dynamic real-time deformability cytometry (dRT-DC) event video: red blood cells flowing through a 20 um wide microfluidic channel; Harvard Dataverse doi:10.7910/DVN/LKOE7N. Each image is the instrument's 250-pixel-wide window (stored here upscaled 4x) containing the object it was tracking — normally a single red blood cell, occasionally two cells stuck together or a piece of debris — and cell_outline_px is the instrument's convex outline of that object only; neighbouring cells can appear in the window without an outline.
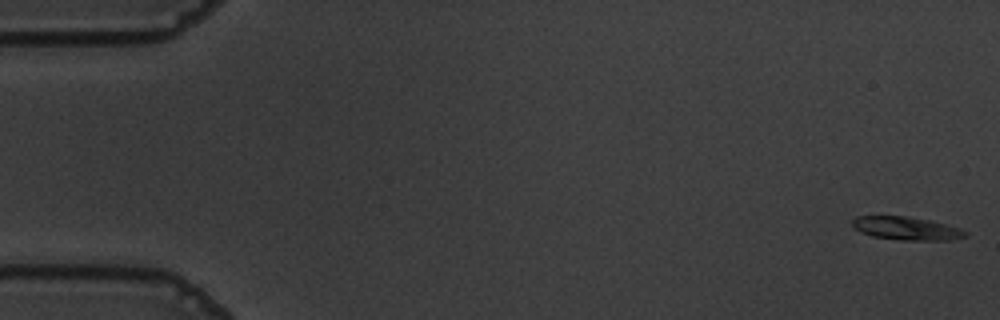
{"species": "common noctule bat (a hibernating species)", "species_latin": "Nyctalus noctula", "temperature_condition": "warm", "stored_images_in_passage": 56, "camera_frame_rate_fps": 3000, "um_per_image_px": 0.085, "animal": {"sex": "male", "body_mass_g": 19.5, "forearm_length_mm": 54.6}, "frame": {"image": 1, "passage_image": 1, "time_ms": 0.0, "image_size_px": [1000, 320], "cell_outline_px": [[968, 236], [952, 240], [900, 240], [872, 236], [860, 232], [852, 224], [852, 220], [856, 216], [908, 216], [932, 220], [960, 228], [968, 232]], "centroid_in_image_um": [77.09, 19.41], "position_along_channel_um": 7.9, "area_um2": 15.43}}
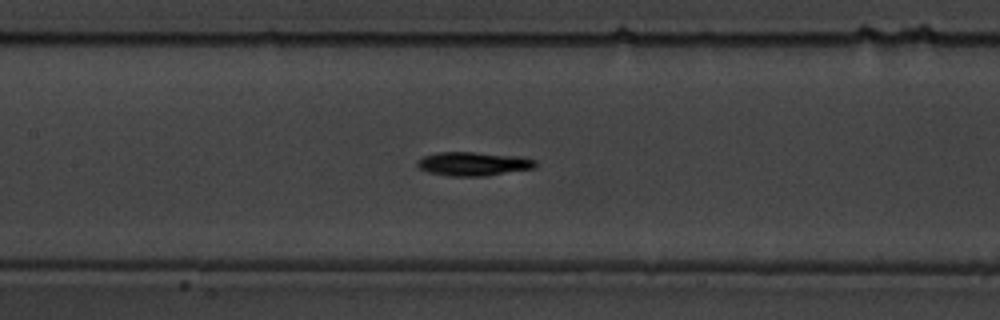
{"frame": {"image": 2, "passage_image": 26, "time_ms": 8.333, "image_size_px": [1000, 320], "cell_outline_px": [[536, 168], [484, 176], [452, 176], [428, 172], [420, 168], [416, 164], [416, 160], [424, 156], [436, 152], [472, 152], [520, 156], [536, 160]], "centroid_in_image_um": [40.23, 13.92], "position_along_channel_um": 167.2, "area_um2": 16.42}}
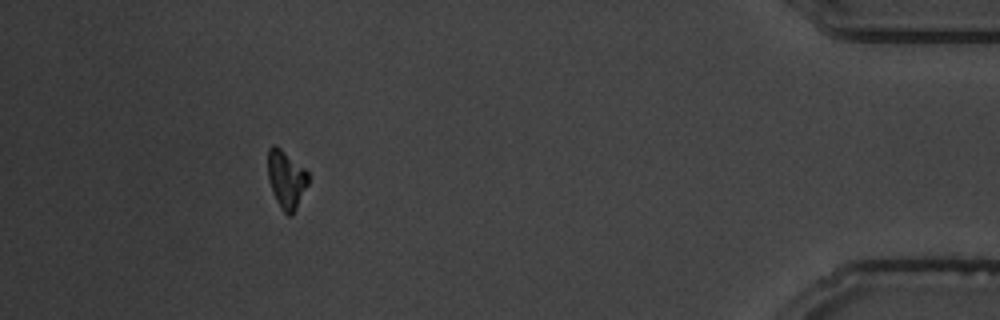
{"frame": {"image": 3, "passage_image": 51, "time_ms": 16.667, "image_size_px": [1000, 320], "cell_outline_px": [[308, 184], [292, 216], [288, 216], [280, 208], [272, 192], [268, 180], [268, 148], [272, 144], [276, 144], [304, 168], [308, 172]], "centroid_in_image_um": [24.31, 15.23], "position_along_channel_um": 410.9, "area_um2": 13.7}, "authors_computed_cell_mechanics": {"area_um2": 15.0569, "velocity_mm_per_s": 3.6131, "shape_relaxation_time_tau1_ms": 3.1454, "shape_relaxation_time_tau2_ms": null, "deformation_change_tau1": 0.1298, "deformation_change_tau2": null}}